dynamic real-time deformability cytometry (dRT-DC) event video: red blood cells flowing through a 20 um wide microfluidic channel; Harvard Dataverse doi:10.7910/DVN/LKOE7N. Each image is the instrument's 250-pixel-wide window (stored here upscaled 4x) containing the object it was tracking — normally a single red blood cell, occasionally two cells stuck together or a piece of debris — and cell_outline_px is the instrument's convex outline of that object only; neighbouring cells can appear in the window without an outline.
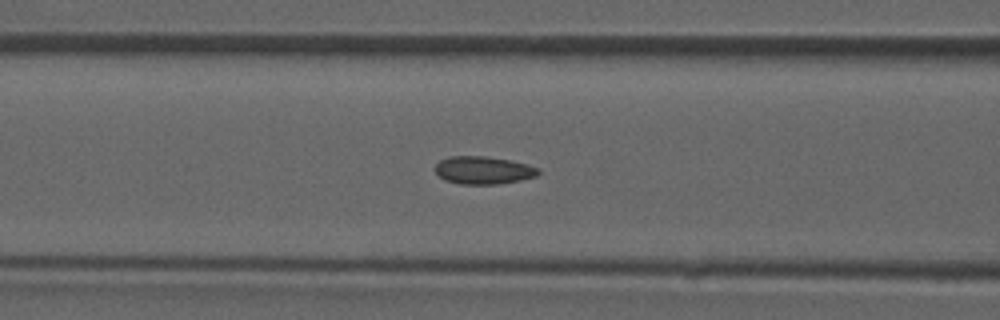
{"species": "common noctule bat (a hibernating species)", "species_latin": "Nyctalus noctula", "temperature_condition": "room temperature", "stored_images_in_passage": 42, "camera_frame_rate_fps": 3000, "um_per_image_px": 0.085, "animal": {"sex": "male", "forearm_length_mm": 52.5}, "frame": {"image": 1, "passage_image": 13, "time_ms": 4.0, "image_size_px": [1000, 320], "cell_outline_px": [[540, 172], [536, 176], [520, 180], [496, 184], [460, 184], [444, 180], [436, 172], [436, 164], [440, 160], [452, 156], [484, 156], [512, 160], [540, 168]], "centroid_in_image_um": [41.1, 14.46], "position_along_channel_um": 125.5, "area_um2": 16.65}}